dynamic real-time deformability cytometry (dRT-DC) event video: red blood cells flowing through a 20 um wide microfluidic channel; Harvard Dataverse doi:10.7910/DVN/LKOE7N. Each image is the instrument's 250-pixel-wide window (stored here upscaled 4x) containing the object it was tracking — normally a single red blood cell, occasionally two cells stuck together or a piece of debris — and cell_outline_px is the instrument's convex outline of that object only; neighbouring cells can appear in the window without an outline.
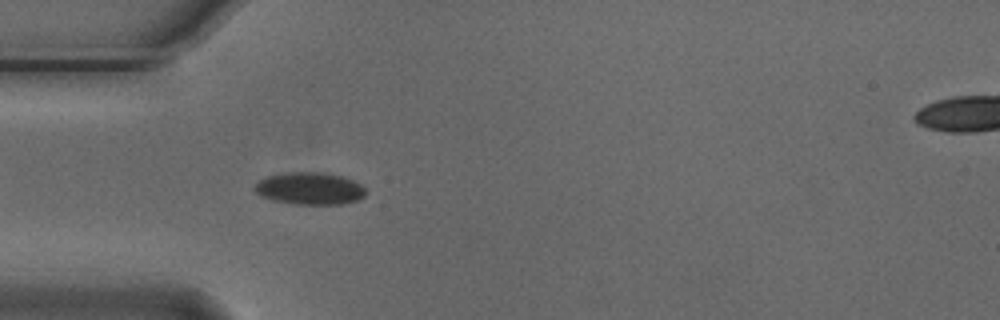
{"species": "Egyptian fruit bat (a non-hibernating species)", "species_latin": "Rousettus aegyptiacus", "temperature_condition": "cold", "stored_images_in_passage": 5, "camera_frame_rate_fps": 3000, "um_per_image_px": 0.085, "animal": {"sex": "male"}, "frame": {"image": 1, "passage_image": 5, "time_ms": 1.333, "image_size_px": [1000, 320], "cell_outline_px": [[364, 196], [356, 200], [344, 204], [292, 204], [272, 200], [260, 196], [252, 188], [260, 180], [268, 176], [288, 172], [324, 172], [340, 176], [352, 180], [360, 184], [364, 188]], "centroid_in_image_um": [26.29, 16.02], "position_along_channel_um": 58.7, "area_um2": 20.81}}